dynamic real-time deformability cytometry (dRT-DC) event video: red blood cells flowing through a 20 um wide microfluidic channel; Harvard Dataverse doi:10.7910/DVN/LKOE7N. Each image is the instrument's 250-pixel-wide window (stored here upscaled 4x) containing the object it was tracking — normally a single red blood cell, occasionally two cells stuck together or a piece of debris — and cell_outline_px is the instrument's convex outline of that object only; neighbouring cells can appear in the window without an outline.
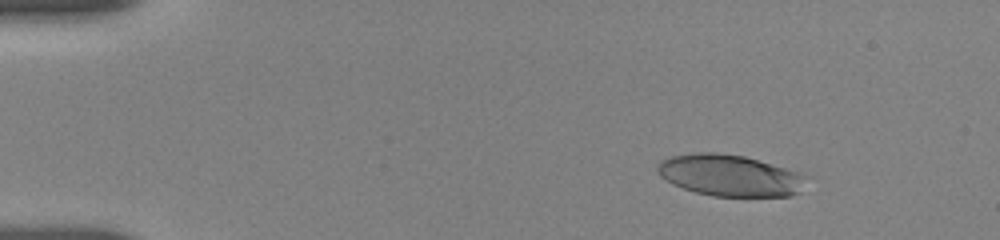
{"species": "human", "species_latin": "Homo sapiens", "temperature_condition": "room temperature", "stored_images_in_passage": 30, "camera_frame_rate_fps": 3000, "um_per_image_px": 0.085, "donor": {"sex": "female"}, "frame": {"image": 1, "passage_image": 5, "time_ms": 2.333, "image_size_px": [1000, 240], "cell_outline_px": [[800, 192], [792, 196], [712, 196], [696, 192], [672, 184], [664, 180], [656, 172], [656, 164], [660, 160], [672, 156], [692, 152], [716, 152], [744, 156], [784, 168], [796, 172], [800, 176]], "centroid_in_image_um": [61.87, 14.9], "position_along_channel_um": 23.1, "area_um2": 35.49}}
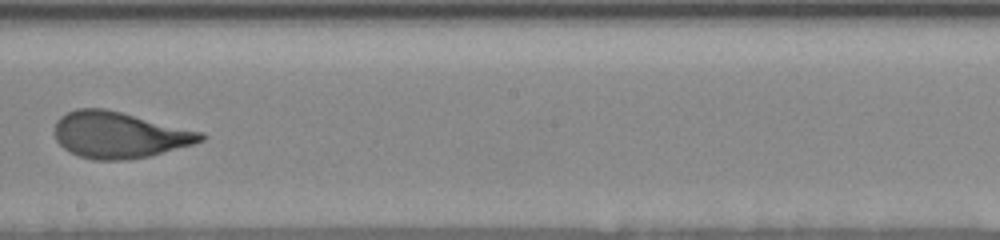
{"frame": {"image": 2, "passage_image": 18, "time_ms": 10.667, "image_size_px": [1000, 240], "cell_outline_px": [[208, 136], [204, 140], [192, 144], [148, 156], [128, 160], [92, 160], [80, 156], [64, 148], [56, 140], [56, 120], [60, 116], [76, 108], [104, 108], [204, 132]], "centroid_in_image_um": [10.15, 11.46], "position_along_channel_um": 238.1, "area_um2": 39.25}}
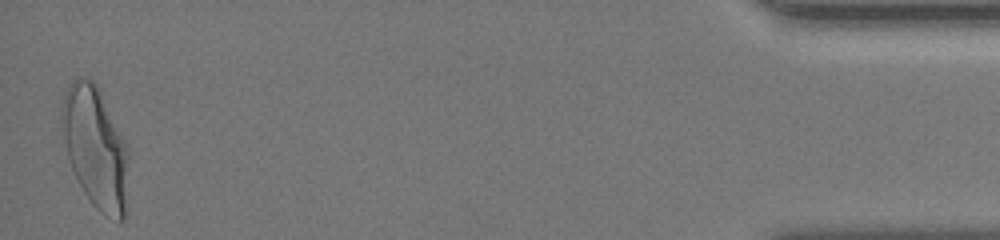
{"frame": {"image": 3, "passage_image": 30, "time_ms": 18.0, "image_size_px": [1000, 240], "cell_outline_px": [[128, 216], [120, 224], [100, 212], [92, 204], [84, 192], [68, 160], [60, 120], [60, 108], [64, 96], [72, 80], [80, 76], [92, 80], [96, 84], [128, 144]], "centroid_in_image_um": [8.15, 12.61], "position_along_channel_um": 427.0, "area_um2": 48.09}, "authors_computed_cell_mechanics": {"area_um2": 39.1017, "velocity_mm_per_s": 3.6701, "shape_relaxation_time_tau1_ms": 4.3449, "shape_relaxation_time_tau2_ms": 0.9199, "deformation_change_tau1": 0.2113, "deformation_change_tau2": 0.0844}}